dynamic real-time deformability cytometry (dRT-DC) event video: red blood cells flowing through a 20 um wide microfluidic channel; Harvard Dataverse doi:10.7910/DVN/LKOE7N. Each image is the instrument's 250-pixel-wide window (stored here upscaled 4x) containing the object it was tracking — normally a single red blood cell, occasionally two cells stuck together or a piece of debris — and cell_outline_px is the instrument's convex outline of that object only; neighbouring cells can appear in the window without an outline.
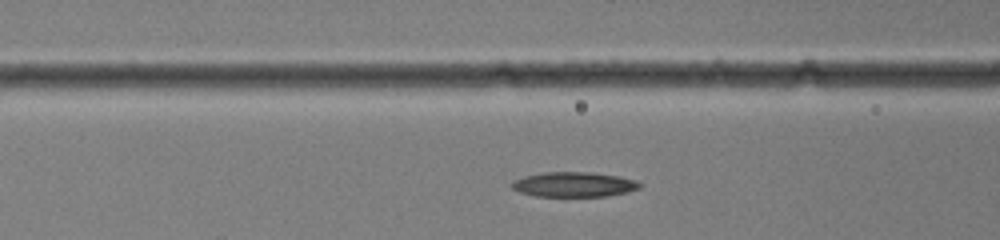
{"species": "common noctule bat (a hibernating species)", "species_latin": "Nyctalus noctula", "temperature_condition": "warm", "stored_images_in_passage": 35, "segment_of_instrument_passage": [1, 2], "camera_frame_rate_fps": 3000, "um_per_image_px": 0.085, "animal": {"sex": "female", "body_mass_g": 19.0, "forearm_length_mm": 51.5}, "frame": {"image": 1, "passage_image": 16, "time_ms": 5.0, "image_size_px": [1000, 240], "cell_outline_px": [[640, 188], [628, 192], [608, 196], [536, 196], [520, 192], [512, 188], [512, 180], [524, 176], [544, 172], [592, 172], [620, 176], [636, 180], [640, 184]], "centroid_in_image_um": [48.8, 15.67], "position_along_channel_um": 117.8, "area_um2": 18.61}}
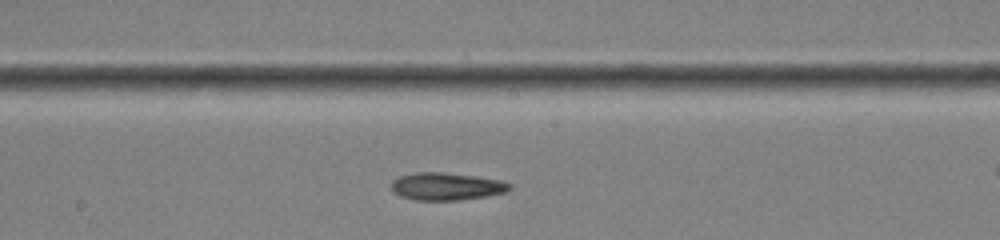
{"frame": {"image": 2, "passage_image": 22, "time_ms": 7.0, "image_size_px": [1000, 240], "cell_outline_px": [[512, 188], [508, 192], [488, 196], [460, 200], [416, 200], [400, 196], [392, 192], [392, 180], [400, 176], [416, 172], [444, 172], [476, 176], [500, 180], [512, 184]], "centroid_in_image_um": [37.98, 15.84], "position_along_channel_um": 210.2, "area_um2": 19.19}}
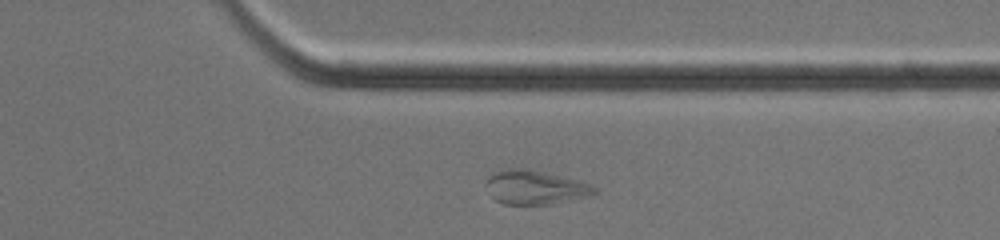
{"frame": {"image": 3, "passage_image": 32, "time_ms": 10.333, "image_size_px": [1000, 240], "cell_outline_px": [[600, 192], [588, 196], [572, 200], [552, 204], [504, 204], [496, 200], [492, 196], [484, 184], [488, 176], [492, 172], [504, 168], [520, 168], [544, 172], [576, 180], [600, 188]], "centroid_in_image_um": [45.47, 15.92], "position_along_channel_um": 365.9, "area_um2": 21.56}}